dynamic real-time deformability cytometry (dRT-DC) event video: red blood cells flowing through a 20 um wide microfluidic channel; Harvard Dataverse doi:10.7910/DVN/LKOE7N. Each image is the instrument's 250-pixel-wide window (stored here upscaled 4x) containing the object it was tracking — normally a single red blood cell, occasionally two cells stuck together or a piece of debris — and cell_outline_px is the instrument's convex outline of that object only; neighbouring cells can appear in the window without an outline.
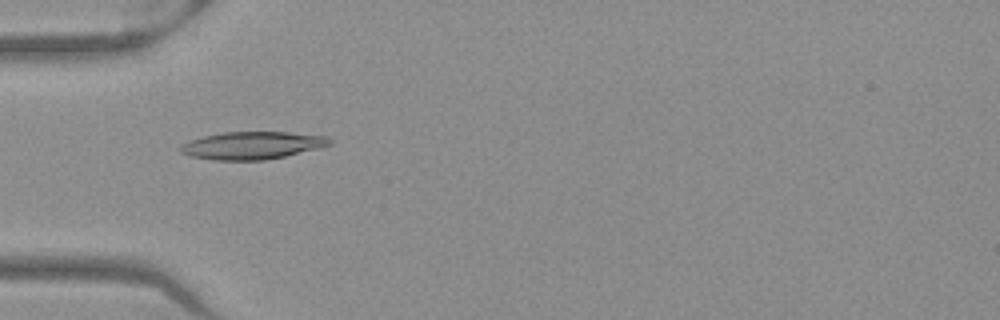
{"species": "Egyptian fruit bat (a non-hibernating species)", "species_latin": "Rousettus aegyptiacus", "temperature_condition": "warm", "stored_images_in_passage": 41, "camera_frame_rate_fps": 3000, "um_per_image_px": 0.085, "frame": {"image": 1, "passage_image": 6, "time_ms": 1.667, "image_size_px": [1000, 320], "cell_outline_px": [[332, 144], [284, 156], [264, 160], [212, 160], [188, 156], [180, 152], [180, 144], [188, 140], [204, 136], [224, 132], [288, 132], [328, 136], [332, 140]], "centroid_in_image_um": [21.38, 12.36], "position_along_channel_um": 63.6, "area_um2": 23.99}}
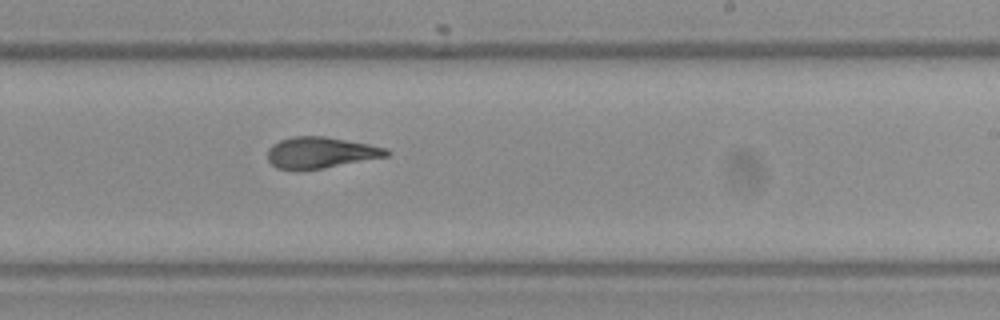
{"frame": {"image": 2, "passage_image": 21, "time_ms": 6.667, "image_size_px": [1000, 320], "cell_outline_px": [[392, 152], [388, 156], [324, 168], [296, 172], [276, 168], [268, 160], [268, 148], [272, 144], [280, 140], [292, 136], [324, 136], [368, 144], [388, 148]], "centroid_in_image_um": [27.22, 12.99], "position_along_channel_um": 261.8, "area_um2": 22.02}}
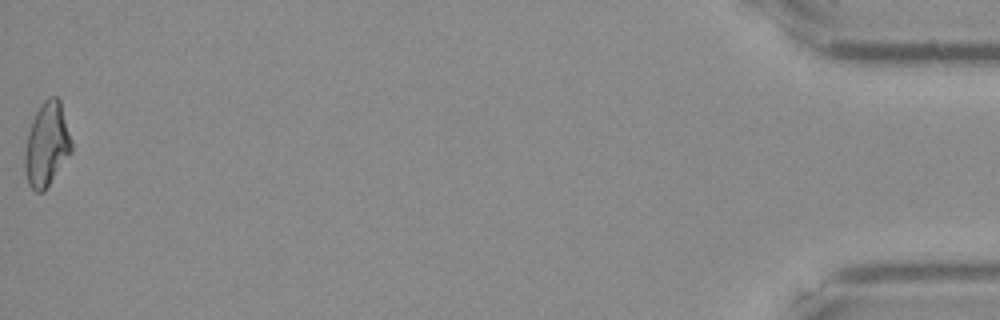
{"frame": {"image": 3, "passage_image": 41, "time_ms": 13.333, "image_size_px": [1000, 320], "cell_outline_px": [[72, 152], [44, 192], [36, 192], [28, 184], [24, 168], [24, 152], [28, 132], [32, 120], [40, 104], [44, 100], [52, 96], [56, 96], [60, 100], [72, 140]], "centroid_in_image_um": [3.97, 12.29], "position_along_channel_um": 431.2, "area_um2": 23.0}, "authors_computed_cell_mechanics": {"area_um2": 22.253, "velocity_mm_per_s": 3.9892, "shape_relaxation_time_tau1_ms": 10.9289, "shape_relaxation_time_tau2_ms": 1.9081, "deformation_change_tau1": 0.2894, "deformation_change_tau2": 0.0876}}